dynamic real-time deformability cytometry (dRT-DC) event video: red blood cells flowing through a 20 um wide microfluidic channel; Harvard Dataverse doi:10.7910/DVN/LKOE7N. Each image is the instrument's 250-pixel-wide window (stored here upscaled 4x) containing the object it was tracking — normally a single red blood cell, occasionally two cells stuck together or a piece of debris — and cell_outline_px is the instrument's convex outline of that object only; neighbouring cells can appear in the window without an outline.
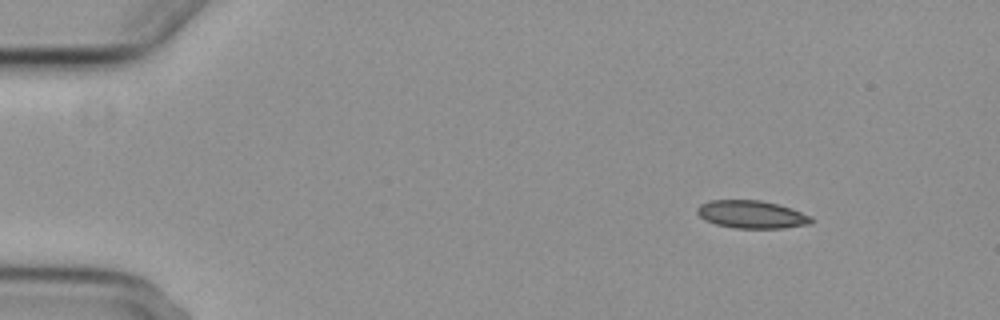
{"species": "common noctule bat (a hibernating species)", "species_latin": "Nyctalus noctula", "temperature_condition": "cold", "stored_images_in_passage": 3, "camera_frame_rate_fps": 3000, "um_per_image_px": 0.085, "animal": {"sex": "female", "body_mass_g": 29.2, "forearm_length_mm": 56.3}, "frame": {"image": 1, "passage_image": 1, "time_ms": 0.0, "image_size_px": [1000, 320], "cell_outline_px": [[812, 224], [784, 228], [736, 228], [716, 224], [704, 220], [696, 212], [696, 208], [700, 204], [712, 200], [760, 200], [792, 208], [812, 216]], "centroid_in_image_um": [63.9, 18.23], "position_along_channel_um": 21.1, "area_um2": 18.55}}
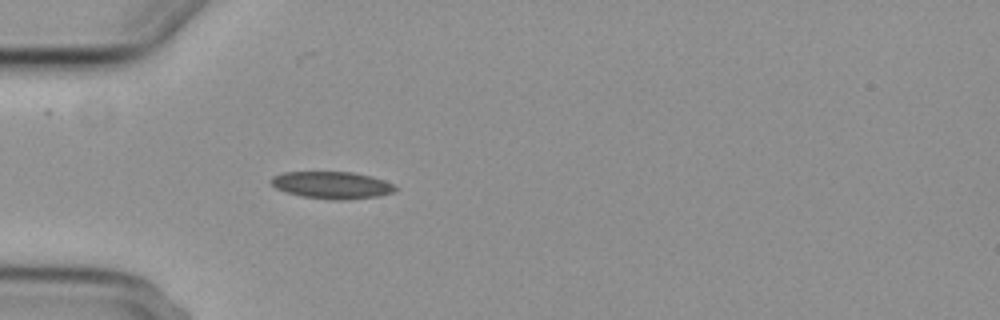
{"frame": {"image": 2, "passage_image": 3, "time_ms": 3.333, "image_size_px": [1000, 320], "cell_outline_px": [[400, 188], [396, 192], [380, 196], [340, 200], [328, 200], [300, 196], [276, 188], [272, 184], [272, 176], [284, 172], [352, 172], [372, 176], [396, 184]], "centroid_in_image_um": [28.31, 15.74], "position_along_channel_um": 56.7, "area_um2": 19.88}}